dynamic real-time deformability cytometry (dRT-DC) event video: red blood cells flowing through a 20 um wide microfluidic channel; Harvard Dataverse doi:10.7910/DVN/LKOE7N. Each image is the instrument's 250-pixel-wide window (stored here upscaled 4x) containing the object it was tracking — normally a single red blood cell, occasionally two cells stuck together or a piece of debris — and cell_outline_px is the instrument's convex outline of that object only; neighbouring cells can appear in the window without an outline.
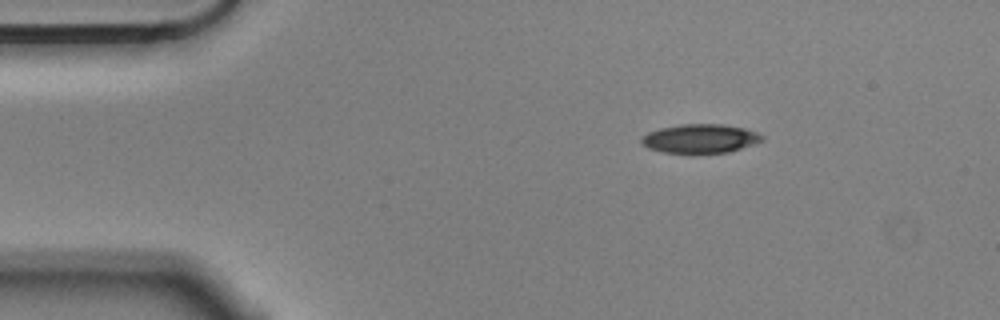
{"species": "Egyptian fruit bat (a non-hibernating species)", "species_latin": "Rousettus aegyptiacus", "temperature_condition": "cold", "stored_images_in_passage": 4, "camera_frame_rate_fps": 3000, "um_per_image_px": 0.085, "animal": {"sex": "male"}, "frame": {"image": 1, "passage_image": 1, "time_ms": 0.0, "image_size_px": [1000, 320], "cell_outline_px": [[764, 140], [728, 152], [664, 152], [648, 148], [640, 144], [640, 140], [648, 132], [660, 128], [680, 124], [720, 124], [744, 128], [756, 132], [764, 136]], "centroid_in_image_um": [59.49, 11.76], "position_along_channel_um": 25.5, "area_um2": 20.0}}
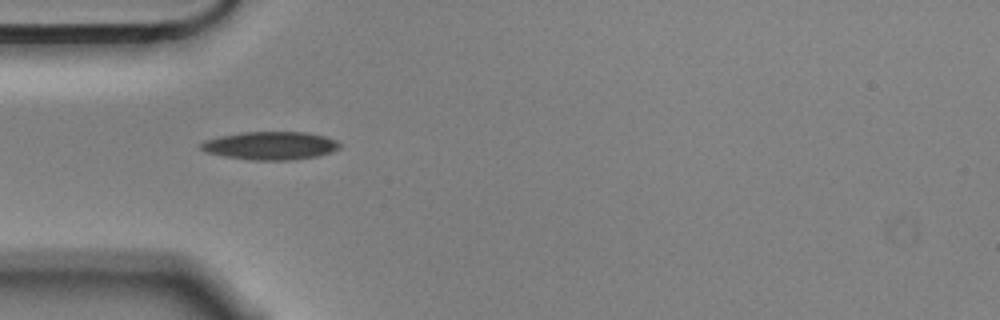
{"frame": {"image": 2, "passage_image": 3, "time_ms": 0.667, "image_size_px": [1000, 320], "cell_outline_px": [[340, 148], [332, 152], [320, 156], [292, 160], [252, 160], [224, 156], [204, 152], [200, 148], [200, 144], [204, 140], [220, 136], [240, 132], [308, 132], [324, 136], [336, 140], [340, 144]], "centroid_in_image_um": [22.99, 12.38], "position_along_channel_um": 62.0, "area_um2": 22.95}}
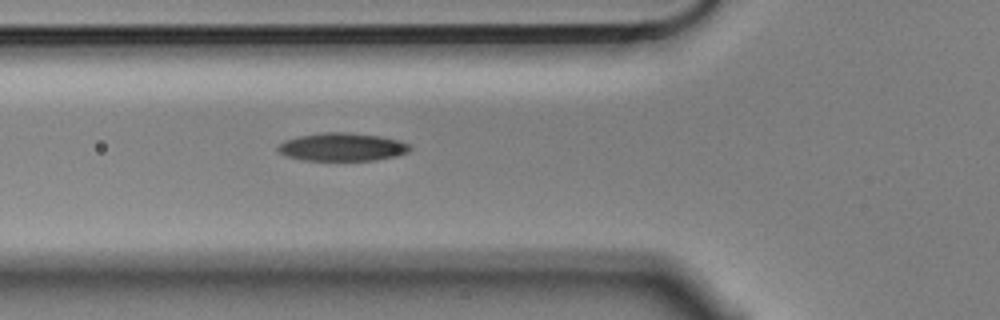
{"frame": {"image": 3, "passage_image": 4, "time_ms": 1.0, "image_size_px": [1000, 320], "cell_outline_px": [[412, 148], [408, 152], [396, 156], [376, 160], [304, 160], [288, 156], [280, 152], [276, 148], [284, 140], [296, 136], [324, 132], [348, 132], [380, 136], [400, 140], [408, 144]], "centroid_in_image_um": [29.1, 12.48], "position_along_channel_um": 96.7, "area_um2": 21.62}}